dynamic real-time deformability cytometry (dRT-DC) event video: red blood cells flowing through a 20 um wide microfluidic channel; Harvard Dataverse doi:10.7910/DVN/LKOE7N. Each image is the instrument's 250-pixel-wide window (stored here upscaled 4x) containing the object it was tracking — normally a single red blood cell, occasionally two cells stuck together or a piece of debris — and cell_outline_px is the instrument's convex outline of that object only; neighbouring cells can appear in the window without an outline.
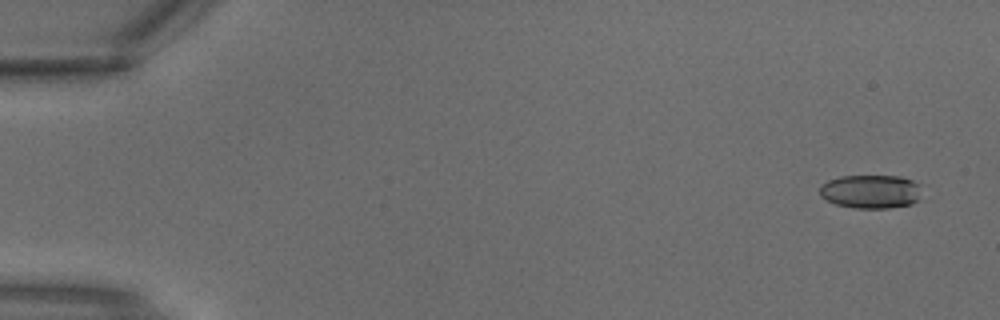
{"species": "common noctule bat (a hibernating species)", "species_latin": "Nyctalus noctula", "temperature_condition": "warm", "stored_images_in_passage": 3, "camera_frame_rate_fps": 3000, "um_per_image_px": 0.085, "animal": {"sex": "male", "body_mass_g": 18.8}, "frame": {"image": 1, "passage_image": 1, "time_ms": 0.0, "image_size_px": [1000, 320], "cell_outline_px": [[924, 184], [920, 200], [912, 204], [888, 208], [852, 208], [836, 204], [820, 196], [820, 184], [828, 180], [840, 176], [900, 176]], "centroid_in_image_um": [74.09, 16.27], "position_along_channel_um": 10.9, "area_um2": 20.52}}
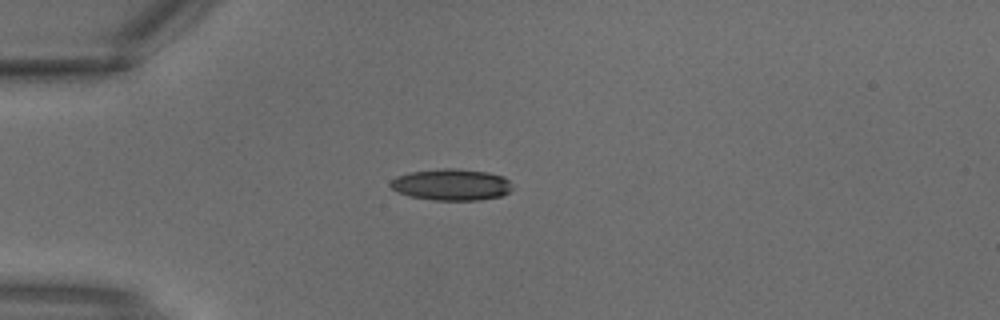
{"frame": {"image": 2, "passage_image": 3, "time_ms": 0.667, "image_size_px": [1000, 320], "cell_outline_px": [[512, 188], [508, 192], [500, 196], [480, 200], [432, 200], [408, 196], [396, 192], [388, 184], [396, 176], [408, 172], [444, 168], [456, 168], [488, 172], [504, 176], [508, 180]], "centroid_in_image_um": [38.33, 15.69], "position_along_channel_um": 46.7, "area_um2": 22.54}}